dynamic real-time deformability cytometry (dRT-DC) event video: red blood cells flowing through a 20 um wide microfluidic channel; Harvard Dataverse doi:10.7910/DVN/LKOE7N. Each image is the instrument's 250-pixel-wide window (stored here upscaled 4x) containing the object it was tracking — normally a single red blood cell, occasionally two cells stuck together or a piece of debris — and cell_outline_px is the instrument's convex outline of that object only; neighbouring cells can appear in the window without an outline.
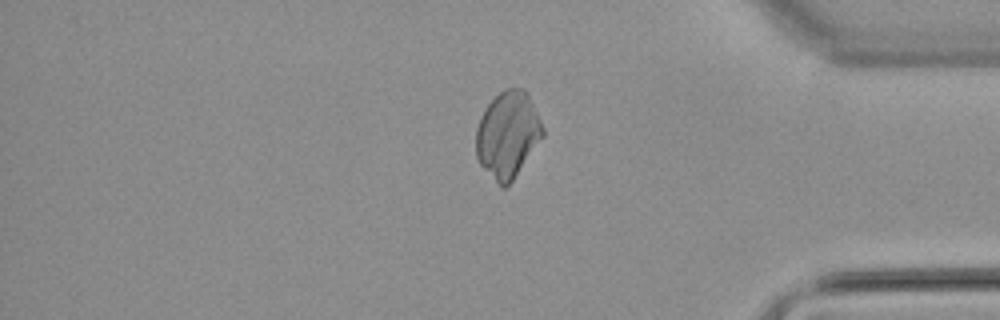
{"species": "common noctule bat (a hibernating species)", "species_latin": "Nyctalus noctula", "temperature_condition": "warm", "stored_images_in_passage": 48, "camera_frame_rate_fps": 3000, "um_per_image_px": 0.085, "animal": {"sex": "male", "body_mass_g": 21.5, "forearm_length_mm": 52.0}, "frame": {"image": 1, "passage_image": 39, "time_ms": 12.667, "image_size_px": [1000, 320], "cell_outline_px": [[544, 136], [512, 180], [504, 188], [500, 188], [480, 164], [476, 156], [476, 128], [480, 116], [488, 104], [504, 88], [524, 88], [528, 92], [544, 128]], "centroid_in_image_um": [43.15, 11.43], "position_along_channel_um": 392.0, "area_um2": 33.64}}